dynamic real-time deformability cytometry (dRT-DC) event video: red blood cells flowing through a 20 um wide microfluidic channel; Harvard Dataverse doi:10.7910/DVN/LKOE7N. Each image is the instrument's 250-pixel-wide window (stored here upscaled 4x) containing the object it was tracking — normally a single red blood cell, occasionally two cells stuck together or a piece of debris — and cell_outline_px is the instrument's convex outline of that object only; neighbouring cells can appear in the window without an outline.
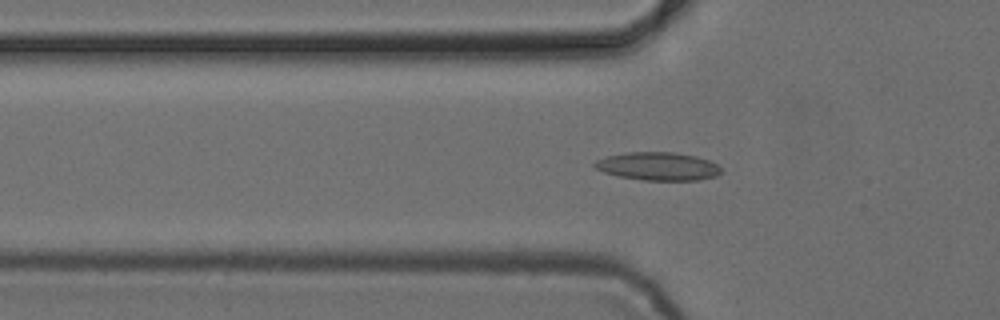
{"species": "common noctule bat (a hibernating species)", "species_latin": "Nyctalus noctula", "temperature_condition": "cold", "stored_images_in_passage": 52, "camera_frame_rate_fps": 3000, "um_per_image_px": 0.085, "animal": {"sex": "female", "body_mass_g": 24.6, "forearm_length_mm": 56.2}, "frame": {"image": 1, "passage_image": 17, "time_ms": 5.333, "image_size_px": [1000, 320], "cell_outline_px": [[724, 172], [716, 176], [700, 180], [640, 180], [616, 176], [604, 172], [596, 168], [592, 164], [596, 160], [608, 156], [628, 152], [676, 152], [696, 156], [708, 160], [716, 164]], "centroid_in_image_um": [55.94, 14.14], "position_along_channel_um": 69.9, "area_um2": 20.87}}
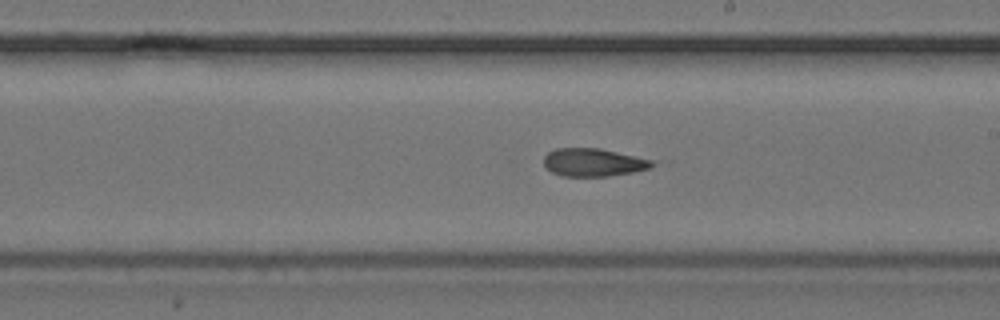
{"frame": {"image": 2, "passage_image": 30, "time_ms": 9.667, "image_size_px": [1000, 320], "cell_outline_px": [[660, 164], [652, 168], [632, 172], [608, 176], [560, 176], [552, 172], [544, 164], [544, 156], [548, 152], [556, 148], [600, 148], [652, 160]], "centroid_in_image_um": [50.47, 13.8], "position_along_channel_um": 238.5, "area_um2": 17.74}}
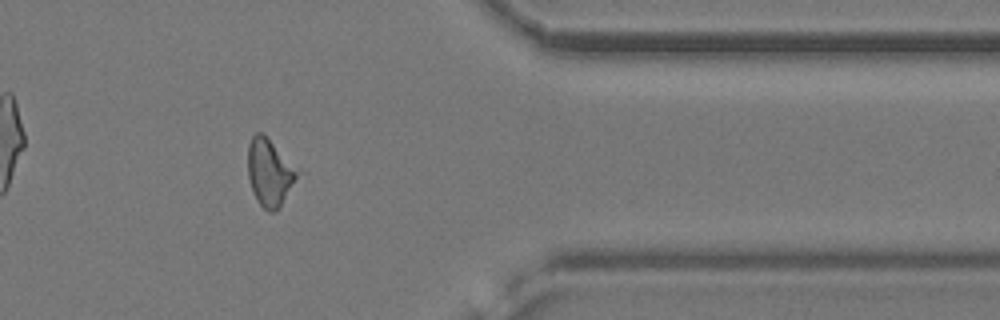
{"frame": {"image": 3, "passage_image": 43, "time_ms": 14.0, "image_size_px": [1000, 320], "cell_outline_px": [[296, 176], [276, 212], [268, 212], [256, 200], [252, 192], [248, 176], [248, 144], [252, 136], [256, 132], [260, 132], [272, 144], [296, 172]], "centroid_in_image_um": [22.8, 14.71], "position_along_channel_um": 388.6, "area_um2": 18.03}, "authors_computed_cell_mechanics": {"area_um2": 18.8139, "velocity_mm_per_s": 3.883, "shape_relaxation_time_tau1_ms": null, "shape_relaxation_time_tau2_ms": 4.6137, "deformation_change_tau1": null, "deformation_change_tau2": 0.1345}}